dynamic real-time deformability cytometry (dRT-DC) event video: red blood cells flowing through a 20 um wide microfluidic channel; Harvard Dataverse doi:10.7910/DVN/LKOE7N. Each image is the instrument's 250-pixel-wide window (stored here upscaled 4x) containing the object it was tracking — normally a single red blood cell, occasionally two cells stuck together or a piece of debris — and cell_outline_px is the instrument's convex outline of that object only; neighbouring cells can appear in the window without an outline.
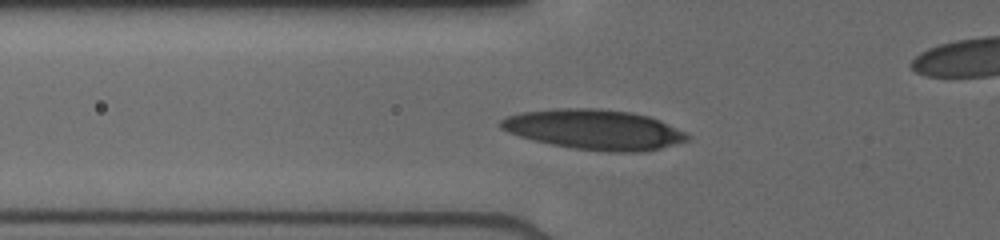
{"species": "human", "species_latin": "Homo sapiens", "temperature_condition": "cold", "stored_images_in_passage": 18, "camera_frame_rate_fps": 3000, "um_per_image_px": 0.085, "donor": {"sex": "male"}, "frame": {"image": 1, "passage_image": 3, "time_ms": 0.333, "image_size_px": [1000, 240], "cell_outline_px": [[688, 140], [660, 148], [644, 152], [608, 152], [576, 148], [552, 144], [520, 136], [508, 132], [500, 128], [500, 120], [508, 116], [520, 112], [564, 108], [592, 108], [632, 112], [648, 116], [660, 120], [684, 132], [688, 136]], "centroid_in_image_um": [50.51, 11.01], "position_along_channel_um": 75.3, "area_um2": 43.06}}
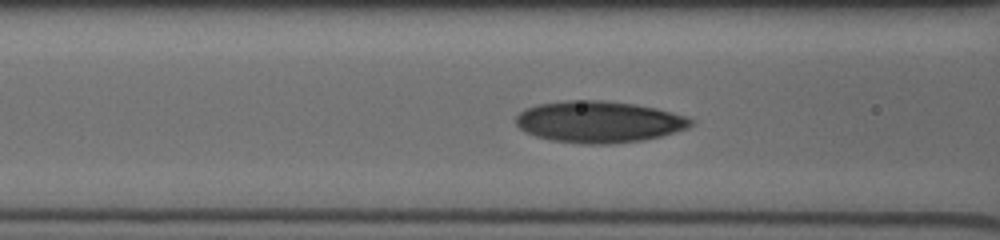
{"frame": {"image": 2, "passage_image": 9, "time_ms": 1.333, "image_size_px": [1000, 240], "cell_outline_px": [[696, 120], [688, 128], [660, 136], [644, 140], [612, 144], [580, 144], [552, 140], [536, 136], [520, 128], [516, 124], [516, 116], [520, 112], [528, 108], [540, 104], [568, 100], [604, 100], [632, 104], [656, 108], [684, 116]], "centroid_in_image_um": [50.92, 10.36], "position_along_channel_um": 115.7, "area_um2": 42.14}}
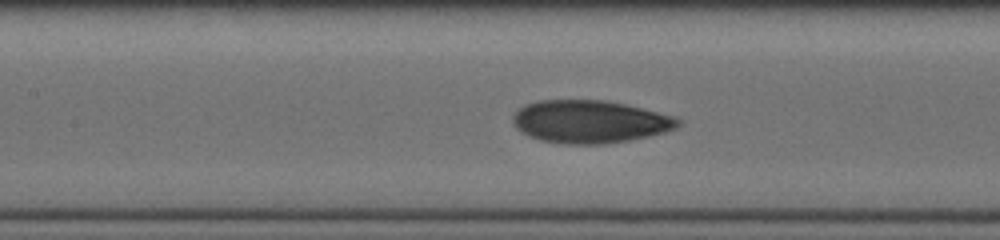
{"frame": {"image": 3, "passage_image": 14, "time_ms": 2.333, "image_size_px": [1000, 240], "cell_outline_px": [[680, 124], [676, 128], [664, 132], [648, 136], [628, 140], [604, 144], [564, 144], [540, 140], [528, 136], [520, 132], [512, 124], [512, 116], [524, 104], [536, 100], [604, 100], [624, 104], [676, 116], [680, 120]], "centroid_in_image_um": [50.1, 10.34], "position_along_channel_um": 157.3, "area_um2": 41.33}}